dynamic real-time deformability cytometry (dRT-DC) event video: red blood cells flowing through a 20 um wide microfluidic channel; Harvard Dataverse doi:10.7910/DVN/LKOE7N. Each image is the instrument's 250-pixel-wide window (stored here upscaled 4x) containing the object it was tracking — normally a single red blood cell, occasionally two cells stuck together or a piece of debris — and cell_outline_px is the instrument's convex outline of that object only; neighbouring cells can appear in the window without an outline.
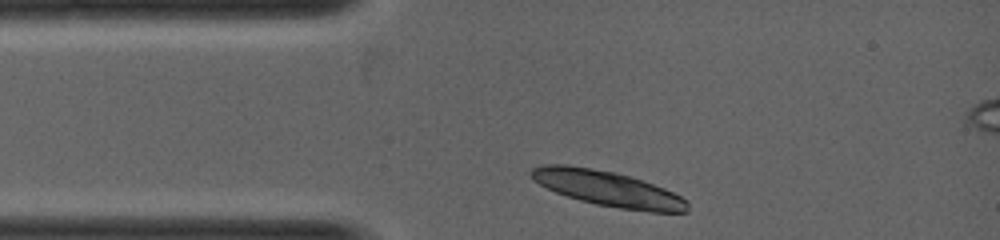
{"species": "common noctule bat (a hibernating species)", "species_latin": "Nyctalus noctula", "temperature_condition": "warm", "stored_images_in_passage": 1, "camera_frame_rate_fps": 5000, "um_per_image_px": 0.085, "animal": {"sex": "female", "body_mass_g": 19.0, "forearm_length_mm": 53.3}, "frame": {"image": 1, "passage_image": 1, "time_ms": 0.0, "image_size_px": [1000, 240], "cell_outline_px": [[688, 212], [652, 212], [620, 208], [596, 204], [580, 200], [556, 192], [532, 180], [528, 172], [532, 168], [544, 164], [568, 164], [612, 172], [628, 176], [664, 188], [688, 200]], "centroid_in_image_um": [51.63, 16.03], "position_along_channel_um": 33.4, "area_um2": 31.85}}